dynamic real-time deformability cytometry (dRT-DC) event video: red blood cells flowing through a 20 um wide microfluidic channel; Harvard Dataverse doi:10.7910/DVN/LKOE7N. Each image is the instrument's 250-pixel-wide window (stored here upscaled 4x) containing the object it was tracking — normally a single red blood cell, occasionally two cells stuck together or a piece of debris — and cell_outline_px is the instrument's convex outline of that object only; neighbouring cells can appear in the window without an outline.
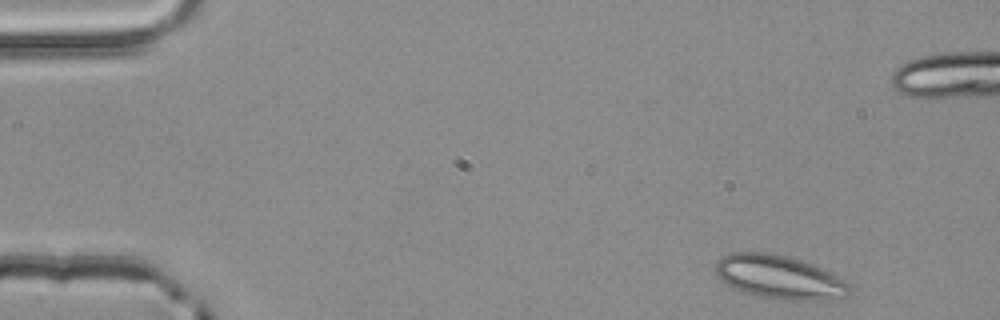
{"species": "common noctule bat (a hibernating species)", "species_latin": "Nyctalus noctula", "temperature_condition": "room temperature", "stored_images_in_passage": 4, "camera_frame_rate_fps": 3000, "um_per_image_px": 0.085, "animal": {"sex": "male", "body_mass_g": 20.4}, "frame": {"image": 1, "passage_image": 1, "time_ms": 0.0, "image_size_px": [1000, 320], "cell_outline_px": [[852, 292], [848, 296], [824, 300], [784, 300], [760, 296], [744, 292], [732, 288], [724, 284], [716, 276], [716, 260], [732, 252], [768, 252], [788, 256], [812, 264], [832, 272], [844, 280], [848, 284]], "centroid_in_image_um": [66.24, 23.56], "position_along_channel_um": 18.8, "area_um2": 34.33}}